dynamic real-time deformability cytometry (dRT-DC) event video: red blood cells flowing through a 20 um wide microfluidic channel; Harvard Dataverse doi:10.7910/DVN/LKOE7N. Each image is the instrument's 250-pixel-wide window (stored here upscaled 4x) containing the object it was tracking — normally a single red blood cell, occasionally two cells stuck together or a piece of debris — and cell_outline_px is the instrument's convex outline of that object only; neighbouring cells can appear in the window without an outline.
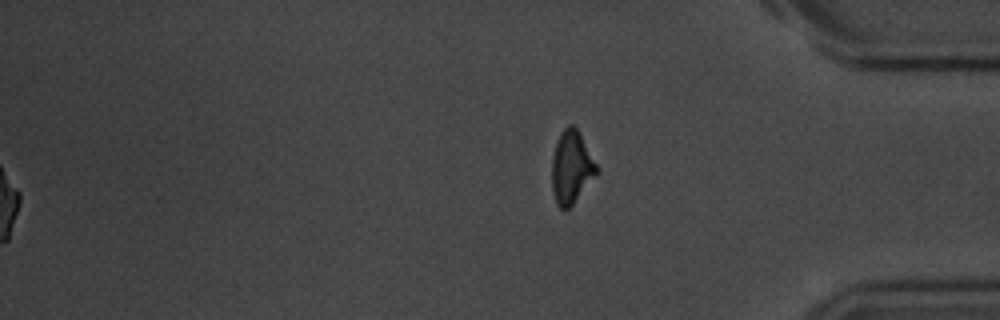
{"species": "common noctule bat (a hibernating species)", "species_latin": "Nyctalus noctula", "temperature_condition": "room temperature", "stored_images_in_passage": 57, "segment_of_instrument_passage": [2, 2], "camera_frame_rate_fps": 3000, "um_per_image_px": 0.085, "animal": {"sex": "male", "body_mass_g": 20.1, "forearm_length_mm": 53.5}, "frame": {"image": 1, "passage_image": 57, "time_ms": 18.667, "image_size_px": [1000, 320], "cell_outline_px": [[600, 172], [572, 204], [568, 208], [560, 208], [556, 204], [552, 192], [552, 156], [560, 132], [568, 124], [572, 124], [580, 132]], "centroid_in_image_um": [48.57, 14.21], "position_along_channel_um": 386.6, "area_um2": 19.02}}